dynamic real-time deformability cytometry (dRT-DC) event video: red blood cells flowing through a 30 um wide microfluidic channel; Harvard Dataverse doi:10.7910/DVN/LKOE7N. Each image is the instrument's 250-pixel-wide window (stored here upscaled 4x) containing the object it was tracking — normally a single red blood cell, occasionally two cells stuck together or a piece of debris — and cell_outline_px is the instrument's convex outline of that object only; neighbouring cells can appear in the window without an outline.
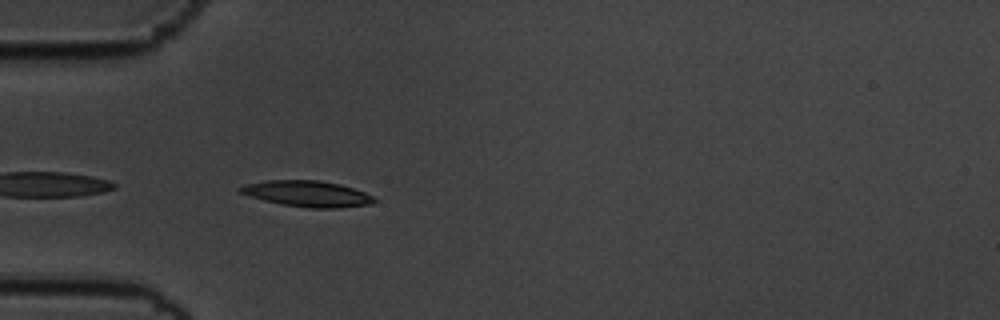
{"species": "common noctule bat (a hibernating species)", "species_latin": "Nyctalus noctula", "temperature_condition": "cold", "stored_images_in_passage": 34, "camera_frame_rate_fps": 3000, "um_per_image_px": 0.085, "animal": {"sex": "male", "body_mass_g": 19.5, "forearm_length_mm": 54.6}, "frame": {"image": 1, "passage_image": 2, "time_ms": 0.333, "image_size_px": [1000, 320], "cell_outline_px": [[376, 200], [372, 204], [340, 208], [312, 208], [284, 204], [264, 200], [248, 196], [240, 192], [236, 188], [248, 184], [268, 180], [316, 180], [340, 184], [364, 192], [372, 196]], "centroid_in_image_um": [26.13, 16.47], "position_along_channel_um": 58.9, "area_um2": 20.06}}
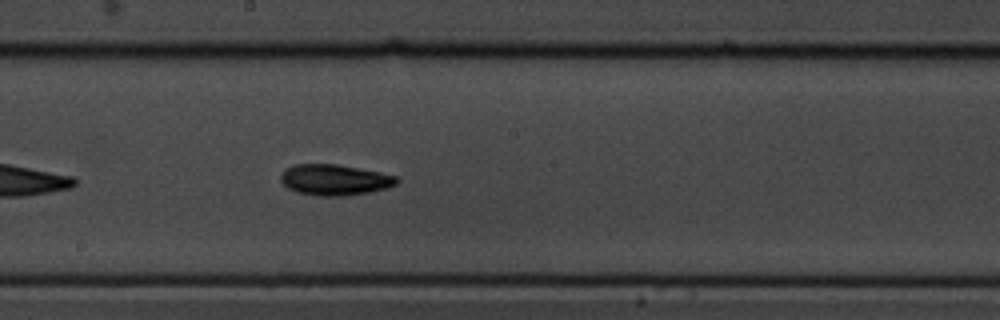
{"frame": {"image": 2, "passage_image": 16, "time_ms": 5.0, "image_size_px": [1000, 320], "cell_outline_px": [[400, 180], [396, 184], [388, 188], [368, 192], [344, 196], [316, 196], [296, 192], [288, 188], [280, 180], [280, 176], [284, 168], [296, 164], [336, 164], [360, 168], [380, 172], [396, 176]], "centroid_in_image_um": [28.43, 15.28], "position_along_channel_um": 219.8, "area_um2": 21.04}}
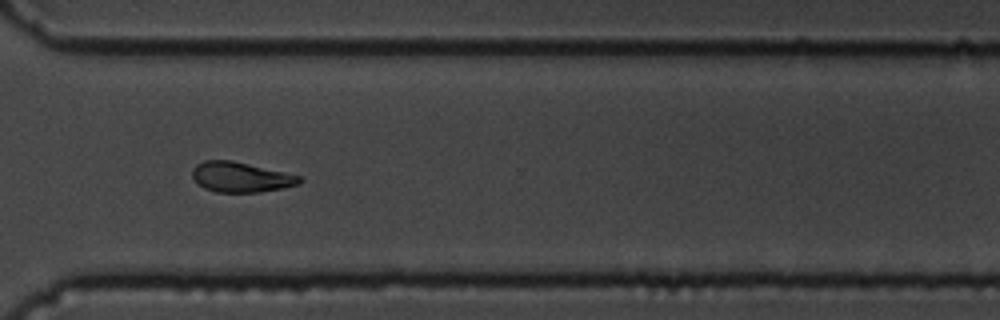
{"frame": {"image": 3, "passage_image": 27, "time_ms": 8.667, "image_size_px": [1000, 320], "cell_outline_px": [[304, 180], [300, 184], [284, 188], [260, 192], [216, 192], [204, 188], [192, 176], [192, 168], [196, 164], [204, 160], [232, 160], [304, 176]], "centroid_in_image_um": [20.53, 15.05], "position_along_channel_um": 350.1, "area_um2": 19.07}, "authors_computed_cell_mechanics": {"area_um2": 19.363, "velocity_mm_per_s": 3.5546, "shape_relaxation_time_tau1_ms": 3.3962, "shape_relaxation_time_tau2_ms": null, "deformation_change_tau1": 0.1269, "deformation_change_tau2": null}}